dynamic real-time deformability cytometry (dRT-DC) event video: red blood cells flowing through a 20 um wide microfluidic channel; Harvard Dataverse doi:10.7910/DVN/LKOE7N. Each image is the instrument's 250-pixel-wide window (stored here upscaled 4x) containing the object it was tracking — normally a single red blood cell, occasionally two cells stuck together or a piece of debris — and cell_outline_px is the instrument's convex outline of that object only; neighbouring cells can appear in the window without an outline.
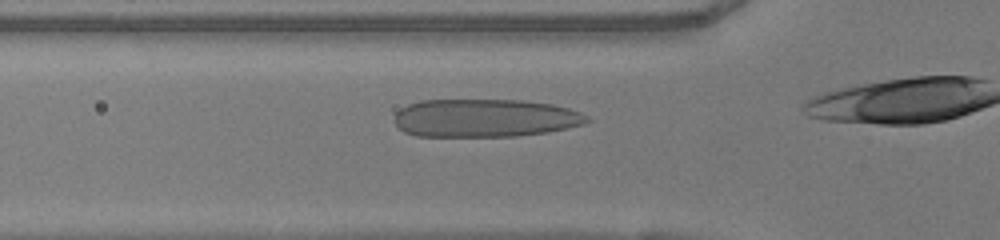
{"species": "human", "species_latin": "Homo sapiens", "temperature_condition": "warm", "stored_images_in_passage": 12, "camera_frame_rate_fps": 3000, "um_per_image_px": 0.085, "donor": {"sex": "female"}, "frame": {"image": 1, "passage_image": 10, "time_ms": 3.0, "image_size_px": [1000, 240], "cell_outline_px": [[592, 120], [584, 124], [548, 132], [516, 136], [416, 136], [404, 132], [396, 124], [396, 112], [400, 108], [408, 104], [420, 100], [520, 100], [552, 104], [568, 108], [580, 112], [588, 116]], "centroid_in_image_um": [41.23, 10.03], "position_along_channel_um": 84.6, "area_um2": 42.83}}